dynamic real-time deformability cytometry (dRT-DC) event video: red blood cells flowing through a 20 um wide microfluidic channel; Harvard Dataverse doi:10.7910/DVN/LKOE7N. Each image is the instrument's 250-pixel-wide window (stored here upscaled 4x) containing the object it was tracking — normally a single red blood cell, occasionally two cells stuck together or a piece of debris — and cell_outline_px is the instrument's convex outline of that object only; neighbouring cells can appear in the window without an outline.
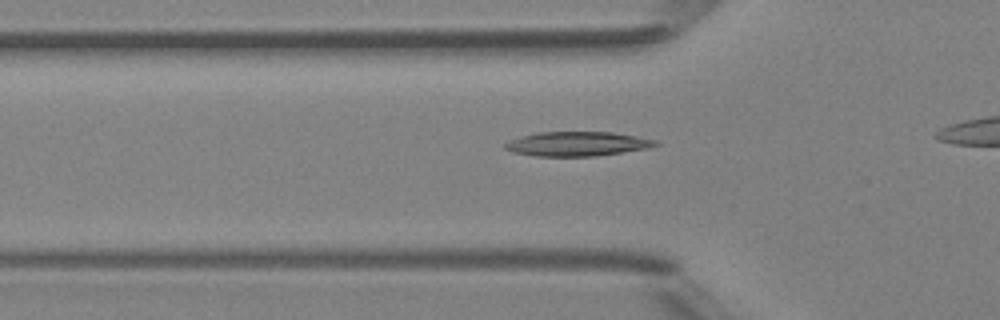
{"species": "Egyptian fruit bat (a non-hibernating species)", "species_latin": "Rousettus aegyptiacus", "temperature_condition": "room temperature", "stored_images_in_passage": 29, "camera_frame_rate_fps": 3000, "um_per_image_px": 0.085, "animal": {"sex": "female"}, "frame": {"image": 1, "passage_image": 6, "time_ms": 1.667, "image_size_px": [1000, 320], "cell_outline_px": [[660, 144], [648, 148], [596, 156], [536, 156], [512, 152], [504, 148], [504, 144], [512, 140], [536, 132], [612, 132], [656, 140]], "centroid_in_image_um": [49.07, 12.23], "position_along_channel_um": 76.7, "area_um2": 21.15}}
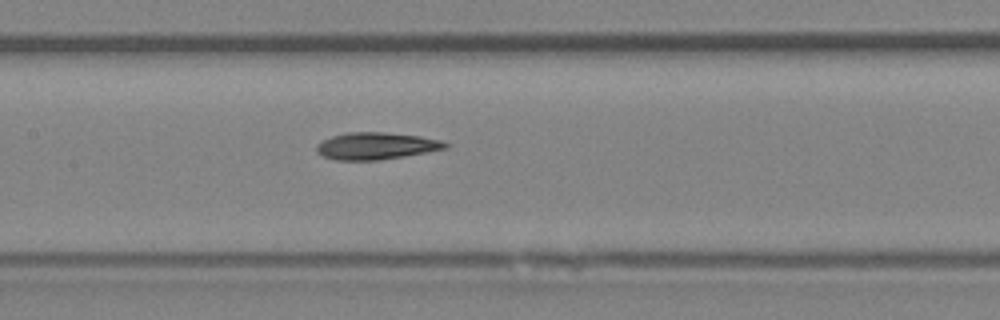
{"frame": {"image": 2, "passage_image": 13, "time_ms": 4.0, "image_size_px": [1000, 320], "cell_outline_px": [[448, 148], [404, 156], [376, 160], [336, 160], [324, 156], [316, 152], [316, 144], [332, 136], [344, 132], [384, 132], [420, 136], [440, 140], [448, 144]], "centroid_in_image_um": [31.95, 12.4], "position_along_channel_um": 175.5, "area_um2": 20.17}}
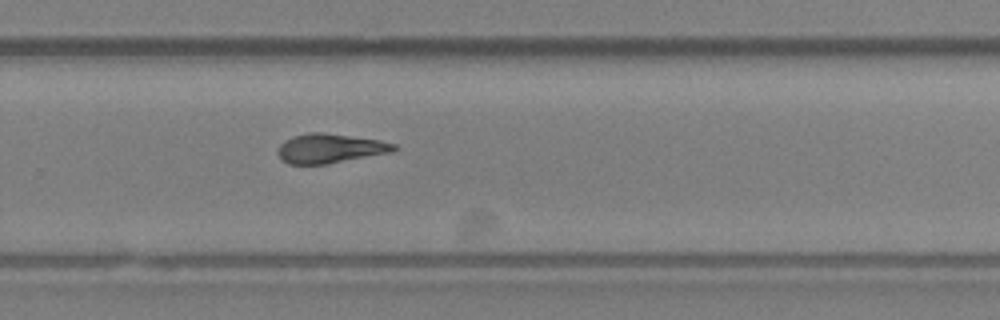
{"frame": {"image": 3, "passage_image": 22, "time_ms": 7.0, "image_size_px": [1000, 320], "cell_outline_px": [[396, 148], [392, 152], [328, 164], [288, 164], [280, 160], [276, 152], [280, 144], [284, 140], [308, 132], [320, 132], [380, 140], [396, 144]], "centroid_in_image_um": [28.01, 12.62], "position_along_channel_um": 301.8, "area_um2": 19.88}}